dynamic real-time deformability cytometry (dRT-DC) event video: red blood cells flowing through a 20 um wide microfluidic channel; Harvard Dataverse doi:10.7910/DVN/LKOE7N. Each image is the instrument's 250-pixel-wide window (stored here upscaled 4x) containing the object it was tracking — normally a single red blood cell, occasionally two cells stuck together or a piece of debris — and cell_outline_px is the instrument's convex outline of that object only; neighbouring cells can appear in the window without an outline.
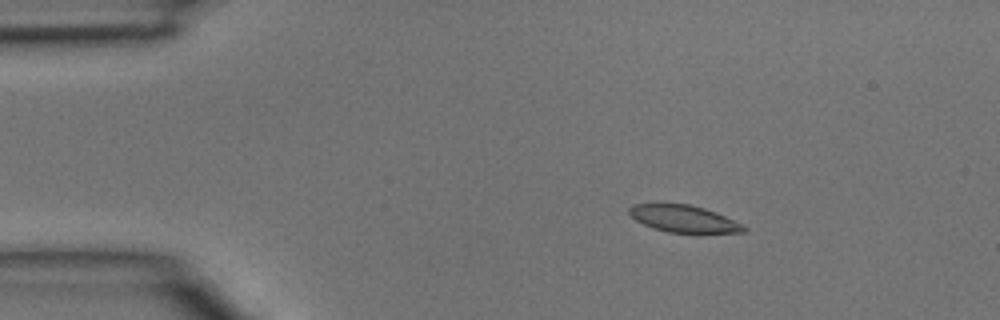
{"species": "common noctule bat (a hibernating species)", "species_latin": "Nyctalus noctula", "temperature_condition": "room temperature", "stored_images_in_passage": 4, "camera_frame_rate_fps": 3000, "um_per_image_px": 0.085, "animal": {"sex": "male", "body_mass_g": 15.6}, "frame": {"image": 1, "passage_image": 1, "time_ms": 0.0, "image_size_px": [1000, 320], "cell_outline_px": [[748, 228], [744, 232], [668, 232], [652, 228], [636, 220], [628, 212], [628, 208], [632, 204], [688, 204], [704, 208], [716, 212]], "centroid_in_image_um": [58.07, 18.58], "position_along_channel_um": 26.9, "area_um2": 17.63}}